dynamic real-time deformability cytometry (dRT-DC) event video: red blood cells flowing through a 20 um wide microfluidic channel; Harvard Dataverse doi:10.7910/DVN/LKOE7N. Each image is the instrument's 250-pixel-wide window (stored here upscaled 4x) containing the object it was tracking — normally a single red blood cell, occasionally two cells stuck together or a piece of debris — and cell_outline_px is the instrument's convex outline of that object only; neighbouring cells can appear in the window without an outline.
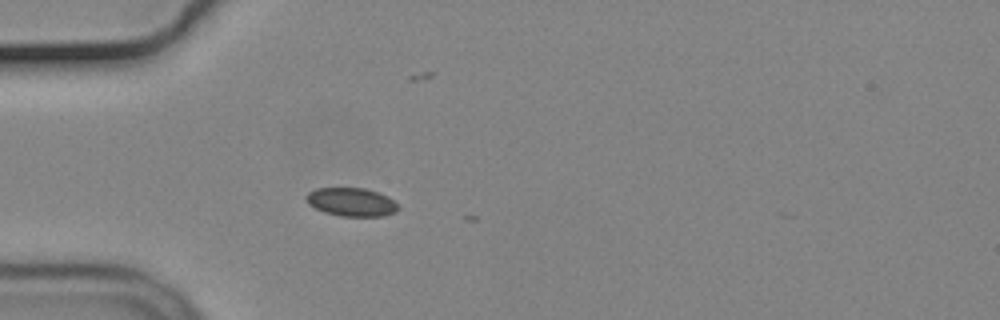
{"species": "common noctule bat (a hibernating species)", "species_latin": "Nyctalus noctula", "temperature_condition": "cold", "stored_images_in_passage": 7, "camera_frame_rate_fps": 3000, "um_per_image_px": 0.085, "animal": {"sex": "male", "body_mass_g": 19.2, "forearm_length_mm": 51.8}, "frame": {"image": 1, "passage_image": 1, "time_ms": 0.0, "image_size_px": [1000, 320], "cell_outline_px": [[400, 208], [396, 212], [384, 216], [340, 216], [324, 212], [308, 204], [304, 196], [308, 192], [316, 188], [364, 188], [380, 192], [388, 196]], "centroid_in_image_um": [29.87, 17.17], "position_along_channel_um": 55.1, "area_um2": 15.37}}
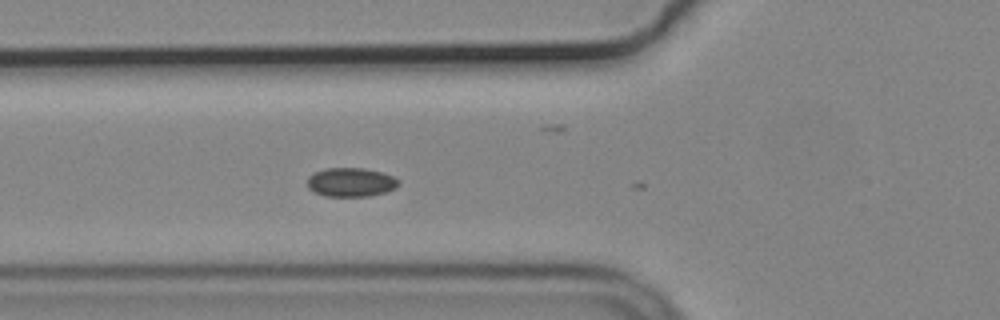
{"frame": {"image": 2, "passage_image": 5, "time_ms": 1.333, "image_size_px": [1000, 320], "cell_outline_px": [[400, 184], [396, 188], [384, 192], [368, 196], [324, 196], [308, 188], [308, 176], [312, 172], [324, 168], [364, 168], [380, 172], [392, 176], [400, 180]], "centroid_in_image_um": [29.81, 15.48], "position_along_channel_um": 96.0, "area_um2": 15.43}}